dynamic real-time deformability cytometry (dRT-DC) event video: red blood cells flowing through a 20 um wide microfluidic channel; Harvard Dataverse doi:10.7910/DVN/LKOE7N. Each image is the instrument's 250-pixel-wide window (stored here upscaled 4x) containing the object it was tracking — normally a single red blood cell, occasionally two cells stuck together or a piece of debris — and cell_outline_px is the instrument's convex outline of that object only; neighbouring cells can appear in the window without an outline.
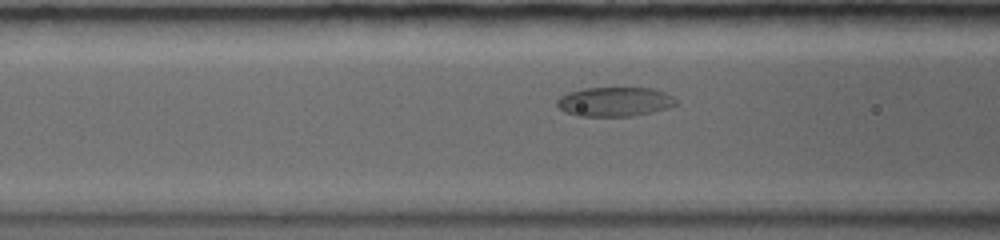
{"species": "common noctule bat (a hibernating species)", "species_latin": "Nyctalus noctula", "temperature_condition": "warm", "stored_images_in_passage": 4, "segment_of_instrument_passage": [2, 2], "camera_frame_rate_fps": 5000, "um_per_image_px": 0.085, "animal": {"sex": "female", "body_mass_g": 19.0, "forearm_length_mm": 56.7}, "frame": {"image": 1, "passage_image": 4, "time_ms": 2.8, "image_size_px": [1000, 240], "cell_outline_px": [[676, 104], [668, 108], [652, 112], [632, 116], [576, 116], [564, 112], [556, 104], [556, 100], [560, 96], [568, 92], [584, 88], [652, 88], [664, 92], [672, 96], [676, 100]], "centroid_in_image_um": [52.21, 8.65], "position_along_channel_um": 114.4, "area_um2": 20.4}}